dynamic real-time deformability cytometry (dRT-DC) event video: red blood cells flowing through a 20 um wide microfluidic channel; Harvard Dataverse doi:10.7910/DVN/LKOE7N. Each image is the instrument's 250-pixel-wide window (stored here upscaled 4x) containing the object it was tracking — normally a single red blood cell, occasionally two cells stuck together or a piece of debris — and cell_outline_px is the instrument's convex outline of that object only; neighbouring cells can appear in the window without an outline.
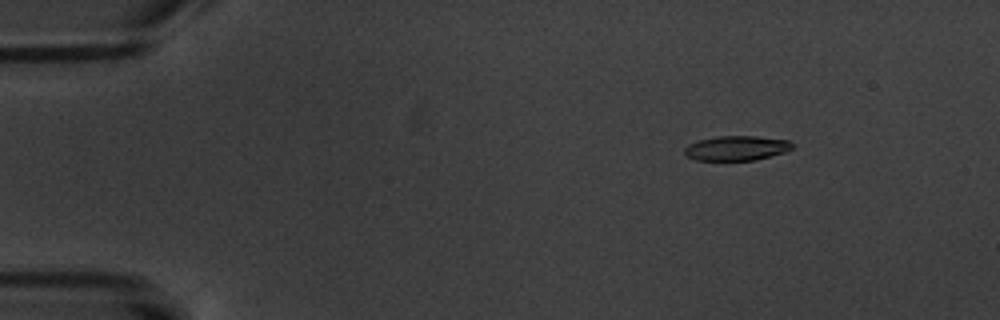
{"species": "common noctule bat (a hibernating species)", "species_latin": "Nyctalus noctula", "temperature_condition": "warm", "stored_images_in_passage": 7, "camera_frame_rate_fps": 3000, "um_per_image_px": 0.085, "animal": {"sex": "male", "body_mass_g": 20.1, "forearm_length_mm": 53.5}, "frame": {"image": 1, "passage_image": 3, "time_ms": 2.333, "image_size_px": [1000, 320], "cell_outline_px": [[796, 144], [792, 148], [784, 152], [756, 160], [696, 160], [688, 156], [684, 152], [684, 148], [688, 144], [696, 140], [716, 136], [756, 136], [788, 140]], "centroid_in_image_um": [62.6, 12.58], "position_along_channel_um": 22.4, "area_um2": 15.61}}
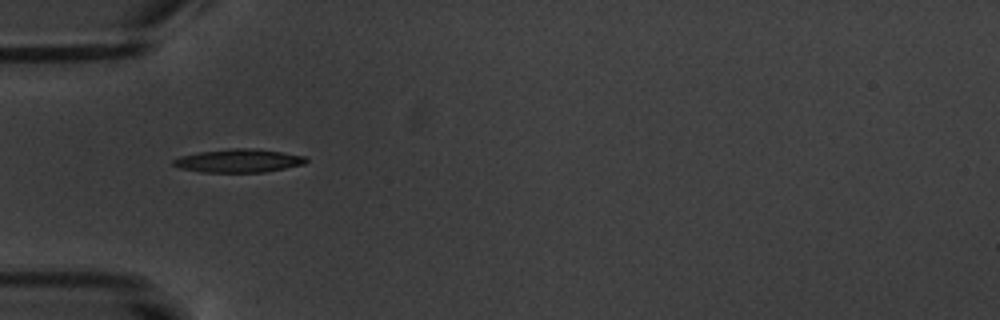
{"frame": {"image": 2, "passage_image": 6, "time_ms": 6.0, "image_size_px": [1000, 320], "cell_outline_px": [[308, 160], [304, 164], [264, 172], [200, 172], [180, 168], [172, 164], [172, 160], [180, 156], [196, 152], [232, 148], [256, 148], [304, 156]], "centroid_in_image_um": [20.23, 13.66], "position_along_channel_um": 64.8, "area_um2": 18.03}}